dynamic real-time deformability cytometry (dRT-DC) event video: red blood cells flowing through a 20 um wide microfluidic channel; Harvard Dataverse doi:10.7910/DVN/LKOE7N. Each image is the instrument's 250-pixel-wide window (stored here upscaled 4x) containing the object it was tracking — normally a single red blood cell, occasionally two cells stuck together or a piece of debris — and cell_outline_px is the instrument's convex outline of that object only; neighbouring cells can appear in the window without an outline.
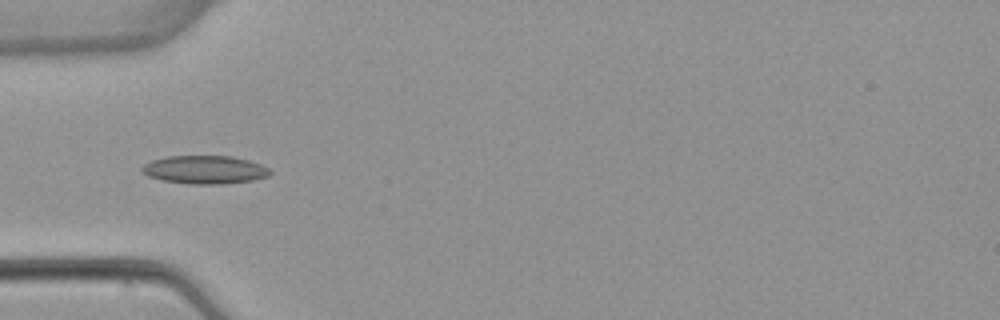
{"species": "common noctule bat (a hibernating species)", "species_latin": "Nyctalus noctula", "temperature_condition": "warm", "stored_images_in_passage": 6, "camera_frame_rate_fps": 3000, "um_per_image_px": 0.085, "animal": {"sex": "female", "body_mass_g": 22.7, "forearm_length_mm": 54.2}, "frame": {"image": 1, "passage_image": 5, "time_ms": 5.0, "image_size_px": [1000, 320], "cell_outline_px": [[272, 172], [268, 176], [252, 180], [220, 184], [188, 184], [164, 180], [148, 176], [140, 172], [140, 168], [144, 164], [152, 160], [164, 156], [232, 156], [248, 160], [260, 164], [268, 168]], "centroid_in_image_um": [17.37, 14.42], "position_along_channel_um": 67.6, "area_um2": 21.1}}
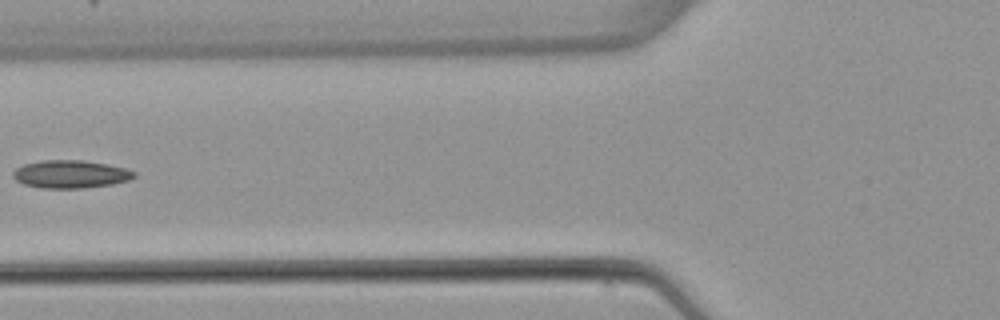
{"frame": {"image": 2, "passage_image": 6, "time_ms": 6.333, "image_size_px": [1000, 320], "cell_outline_px": [[136, 176], [128, 180], [112, 184], [84, 188], [40, 188], [24, 184], [16, 180], [12, 176], [12, 172], [16, 168], [24, 164], [40, 160], [84, 160], [108, 164], [124, 168], [136, 172]], "centroid_in_image_um": [5.98, 14.8], "position_along_channel_um": 119.8, "area_um2": 19.77}}